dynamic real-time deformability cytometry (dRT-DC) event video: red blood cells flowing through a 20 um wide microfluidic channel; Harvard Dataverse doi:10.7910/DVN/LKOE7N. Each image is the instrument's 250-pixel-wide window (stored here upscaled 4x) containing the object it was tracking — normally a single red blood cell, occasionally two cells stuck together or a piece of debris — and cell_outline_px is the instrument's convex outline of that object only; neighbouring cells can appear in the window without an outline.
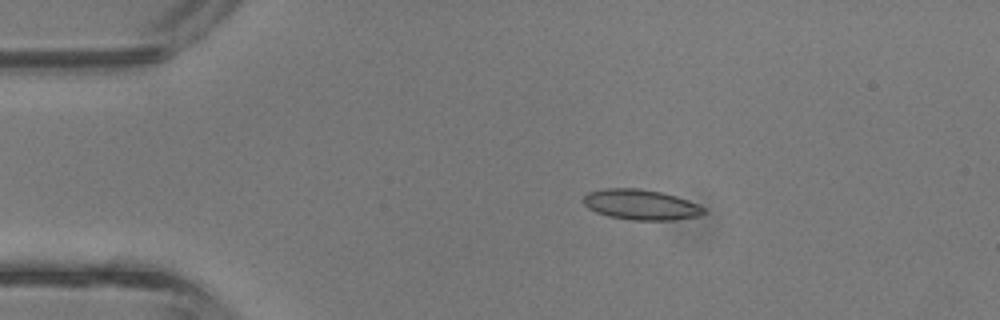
{"species": "common noctule bat (a hibernating species)", "species_latin": "Nyctalus noctula", "temperature_condition": "room temperature", "stored_images_in_passage": 4, "camera_frame_rate_fps": 3000, "um_per_image_px": 0.085, "animal": {"sex": "male", "body_mass_g": 13.3}, "frame": {"image": 1, "passage_image": 3, "time_ms": 0.667, "image_size_px": [1000, 320], "cell_outline_px": [[704, 212], [696, 216], [672, 220], [632, 220], [608, 216], [596, 212], [588, 208], [584, 204], [584, 196], [588, 192], [604, 188], [640, 188], [664, 192], [688, 200], [704, 208]], "centroid_in_image_um": [54.43, 17.38], "position_along_channel_um": 30.6, "area_um2": 21.21}}